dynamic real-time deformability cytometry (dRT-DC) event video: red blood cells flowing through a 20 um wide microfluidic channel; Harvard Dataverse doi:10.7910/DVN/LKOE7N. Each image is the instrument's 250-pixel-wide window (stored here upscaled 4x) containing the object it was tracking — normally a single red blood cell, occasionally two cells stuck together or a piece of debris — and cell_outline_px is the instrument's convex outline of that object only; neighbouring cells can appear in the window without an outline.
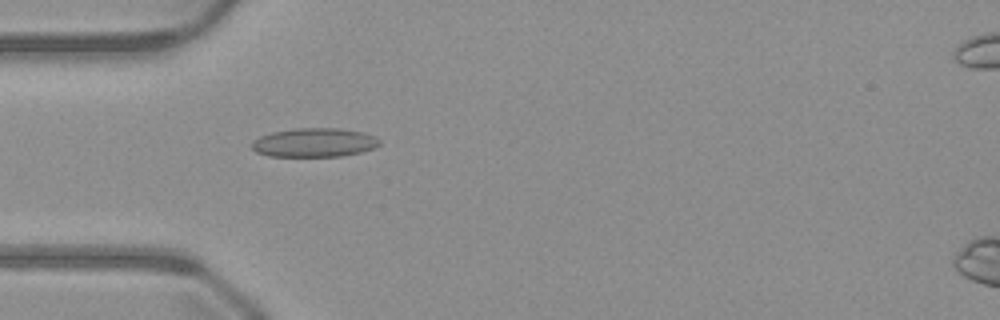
{"species": "common noctule bat (a hibernating species)", "species_latin": "Nyctalus noctula", "temperature_condition": "warm", "stored_images_in_passage": 49, "camera_frame_rate_fps": 3000, "um_per_image_px": 0.085, "animal": {"sex": "male", "body_mass_g": 23.1, "forearm_length_mm": 52.7}, "frame": {"image": 1, "passage_image": 14, "time_ms": 4.333, "image_size_px": [1000, 320], "cell_outline_px": [[380, 144], [376, 148], [360, 152], [340, 156], [268, 156], [256, 152], [252, 148], [252, 140], [260, 136], [272, 132], [296, 128], [340, 128], [364, 132], [376, 136], [380, 140]], "centroid_in_image_um": [26.74, 12.11], "position_along_channel_um": 58.3, "area_um2": 21.68}}
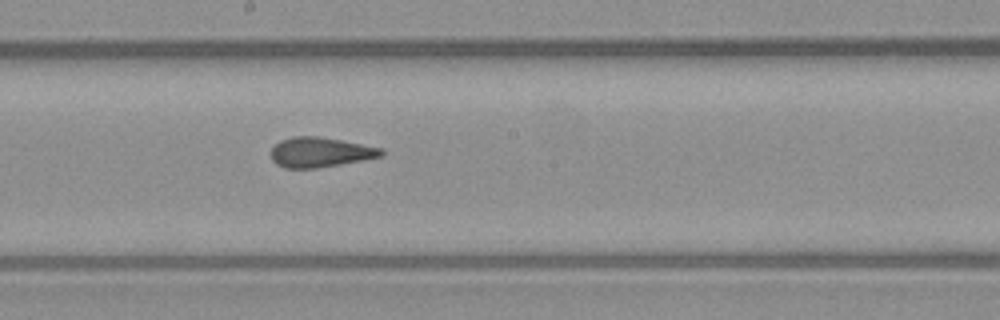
{"frame": {"image": 2, "passage_image": 26, "time_ms": 8.333, "image_size_px": [1000, 320], "cell_outline_px": [[384, 156], [364, 160], [316, 168], [284, 168], [276, 164], [272, 160], [272, 148], [280, 140], [292, 136], [320, 136], [384, 148]], "centroid_in_image_um": [27.25, 12.93], "position_along_channel_um": 221.0, "area_um2": 19.36}}
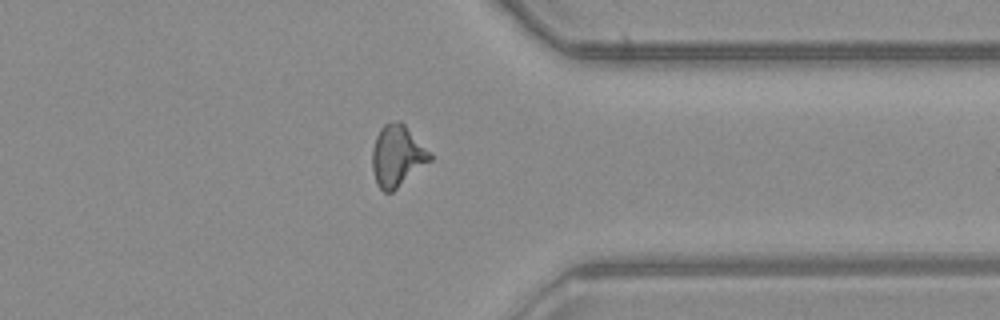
{"frame": {"image": 3, "passage_image": 38, "time_ms": 12.333, "image_size_px": [1000, 320], "cell_outline_px": [[432, 160], [392, 192], [384, 192], [376, 184], [372, 168], [372, 148], [376, 136], [380, 128], [384, 124], [396, 120], [400, 120], [432, 152]], "centroid_in_image_um": [33.77, 13.24], "position_along_channel_um": 377.6, "area_um2": 20.87}}